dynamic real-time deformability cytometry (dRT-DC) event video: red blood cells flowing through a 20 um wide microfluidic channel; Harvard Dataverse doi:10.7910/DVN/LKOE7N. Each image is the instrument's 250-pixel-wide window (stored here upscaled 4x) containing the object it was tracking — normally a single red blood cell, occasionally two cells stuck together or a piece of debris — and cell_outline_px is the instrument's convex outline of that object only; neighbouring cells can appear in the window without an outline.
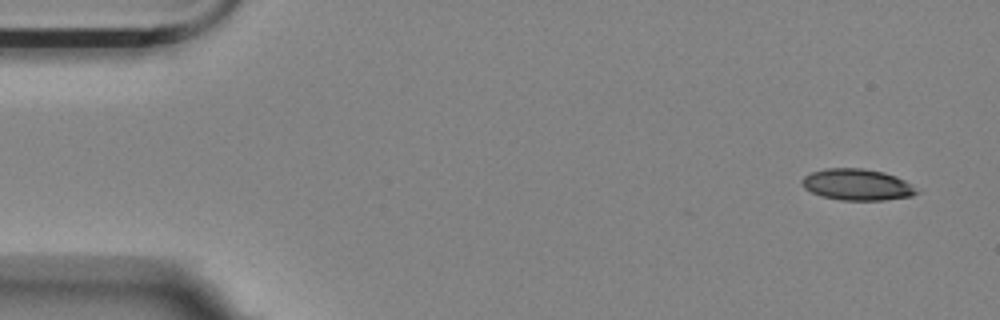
{"species": "Egyptian fruit bat (a non-hibernating species)", "species_latin": "Rousettus aegyptiacus", "temperature_condition": "room temperature", "stored_images_in_passage": 3, "camera_frame_rate_fps": 3000, "um_per_image_px": 0.085, "animal": {"sex": "female"}, "frame": {"image": 1, "passage_image": 1, "time_ms": 0.0, "image_size_px": [1000, 320], "cell_outline_px": [[920, 192], [912, 196], [884, 200], [840, 200], [820, 196], [804, 188], [800, 184], [800, 180], [804, 176], [812, 172], [824, 168], [864, 168], [884, 172], [896, 176], [904, 180]], "centroid_in_image_um": [72.82, 15.69], "position_along_channel_um": 12.2, "area_um2": 21.1}}